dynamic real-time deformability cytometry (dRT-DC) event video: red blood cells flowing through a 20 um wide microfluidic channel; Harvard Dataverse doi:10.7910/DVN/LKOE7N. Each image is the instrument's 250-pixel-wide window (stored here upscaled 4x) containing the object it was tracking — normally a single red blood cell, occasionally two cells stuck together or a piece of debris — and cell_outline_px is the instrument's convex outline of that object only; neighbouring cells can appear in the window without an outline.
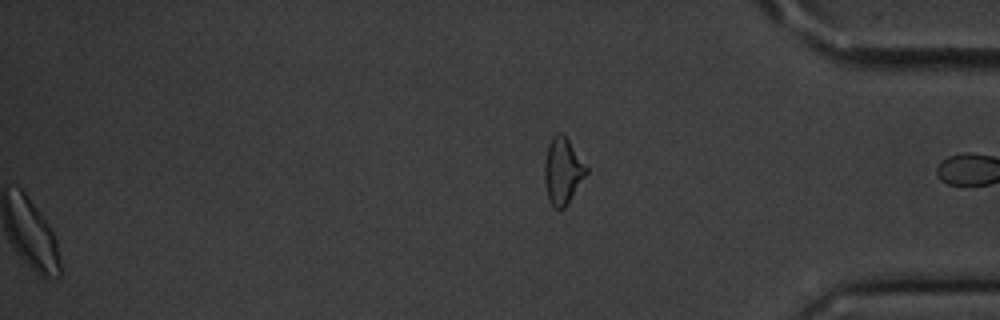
{"species": "common noctule bat (a hibernating species)", "species_latin": "Nyctalus noctula", "temperature_condition": "cold", "stored_images_in_passage": 50, "segment_of_instrument_passage": [2, 2], "camera_frame_rate_fps": 3000, "um_per_image_px": 0.085, "animal": {"sex": "male", "body_mass_g": 20.1, "forearm_length_mm": 53.5}, "frame": {"image": 1, "passage_image": 50, "time_ms": 16.333, "image_size_px": [1000, 320], "cell_outline_px": [[588, 172], [568, 204], [564, 208], [556, 208], [548, 200], [544, 180], [544, 164], [548, 144], [552, 136], [556, 132], [560, 132], [568, 140], [588, 168]], "centroid_in_image_um": [47.82, 14.54], "position_along_channel_um": 387.4, "area_um2": 16.13}}